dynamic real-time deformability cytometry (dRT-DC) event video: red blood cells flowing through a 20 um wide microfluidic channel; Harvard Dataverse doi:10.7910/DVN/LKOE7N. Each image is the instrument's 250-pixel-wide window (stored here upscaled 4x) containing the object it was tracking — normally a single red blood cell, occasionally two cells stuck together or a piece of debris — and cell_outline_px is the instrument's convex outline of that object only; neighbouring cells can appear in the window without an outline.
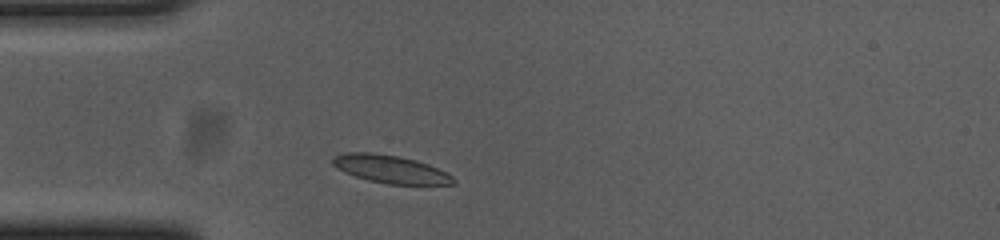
{"species": "common noctule bat (a hibernating species)", "species_latin": "Nyctalus noctula", "temperature_condition": "cold", "stored_images_in_passage": 31, "camera_frame_rate_fps": 3000, "um_per_image_px": 0.085, "animal": {"sex": "female", "body_mass_g": 23.0, "forearm_length_mm": 53.4}, "frame": {"image": 1, "passage_image": 1, "time_ms": 0.0, "image_size_px": [1000, 240], "cell_outline_px": [[456, 184], [388, 184], [368, 180], [344, 172], [336, 168], [332, 164], [332, 156], [344, 152], [372, 152], [400, 156], [416, 160], [428, 164], [452, 176], [456, 180]], "centroid_in_image_um": [33.14, 14.36], "position_along_channel_um": 51.9, "area_um2": 19.65}}
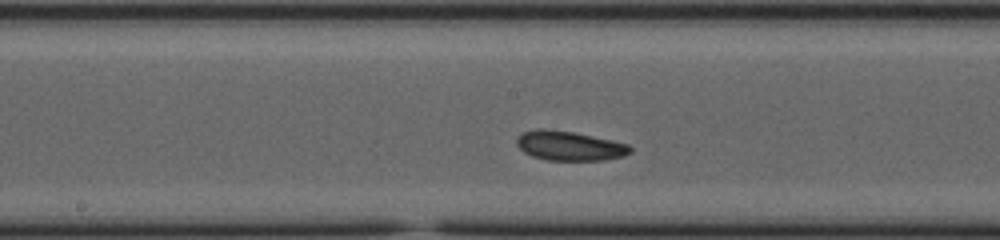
{"frame": {"image": 2, "passage_image": 14, "time_ms": 4.333, "image_size_px": [1000, 240], "cell_outline_px": [[632, 152], [624, 156], [604, 160], [548, 160], [532, 156], [524, 152], [516, 144], [516, 140], [524, 132], [536, 128], [544, 128], [572, 132], [612, 140], [628, 144], [632, 148]], "centroid_in_image_um": [48.42, 12.4], "position_along_channel_um": 199.8, "area_um2": 19.42}}
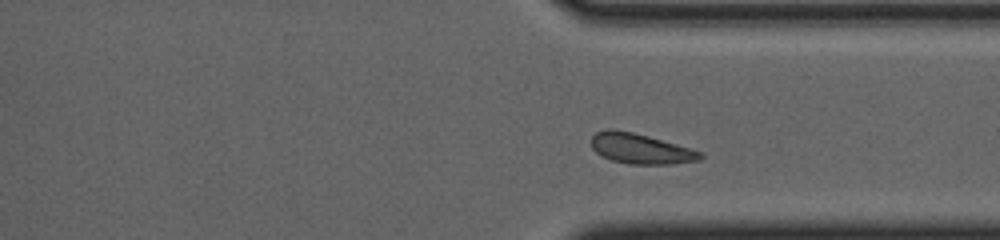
{"frame": {"image": 3, "passage_image": 27, "time_ms": 8.667, "image_size_px": [1000, 240], "cell_outline_px": [[704, 156], [700, 160], [668, 164], [628, 164], [612, 160], [596, 152], [592, 148], [592, 136], [596, 132], [608, 128], [632, 132], [648, 136], [704, 152]], "centroid_in_image_um": [54.46, 12.64], "position_along_channel_um": 356.9, "area_um2": 19.07}, "authors_computed_cell_mechanics": {"area_um2": 19.1896, "velocity_mm_per_s": 3.6255, "shape_relaxation_time_tau1_ms": 3.4568, "shape_relaxation_time_tau2_ms": null, "deformation_change_tau1": 0.0563, "deformation_change_tau2": null}}